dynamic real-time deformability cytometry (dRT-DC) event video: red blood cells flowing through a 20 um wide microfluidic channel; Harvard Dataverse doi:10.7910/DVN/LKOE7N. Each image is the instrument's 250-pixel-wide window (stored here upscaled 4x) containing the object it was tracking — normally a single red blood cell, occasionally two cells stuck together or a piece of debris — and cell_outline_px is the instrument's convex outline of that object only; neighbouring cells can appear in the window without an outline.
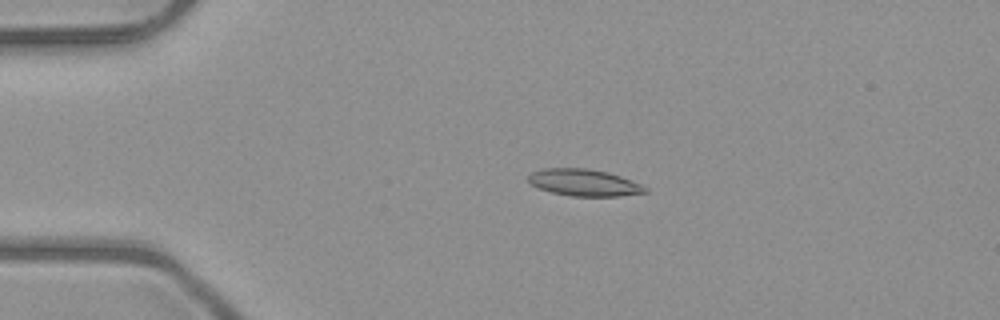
{"species": "common noctule bat (a hibernating species)", "species_latin": "Nyctalus noctula", "temperature_condition": "room temperature", "stored_images_in_passage": 52, "camera_frame_rate_fps": 3000, "um_per_image_px": 0.085, "animal": {"sex": "male", "body_mass_g": 23.1, "forearm_length_mm": 52.7}, "frame": {"image": 1, "passage_image": 12, "time_ms": 3.667, "image_size_px": [1000, 320], "cell_outline_px": [[648, 192], [620, 196], [572, 196], [552, 192], [540, 188], [532, 184], [528, 180], [528, 176], [532, 172], [544, 168], [588, 168], [608, 172], [620, 176], [640, 184], [648, 188]], "centroid_in_image_um": [49.66, 15.52], "position_along_channel_um": 35.3, "area_um2": 18.15}}
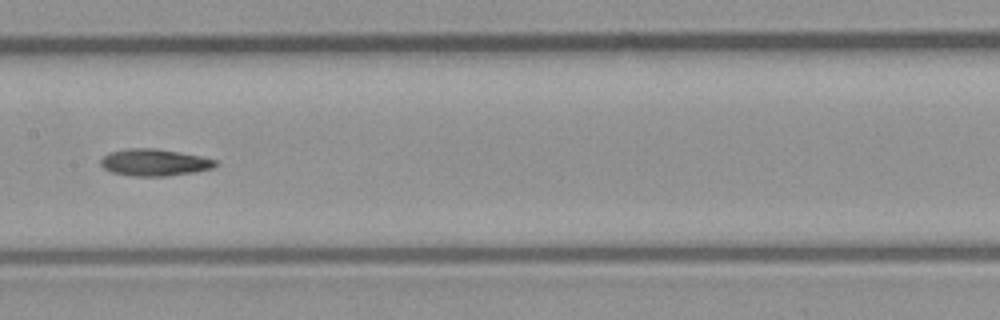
{"frame": {"image": 2, "passage_image": 27, "time_ms": 8.667, "image_size_px": [1000, 320], "cell_outline_px": [[216, 164], [212, 168], [196, 172], [168, 176], [132, 176], [112, 172], [104, 168], [100, 164], [100, 160], [108, 152], [128, 148], [156, 148], [200, 156], [216, 160]], "centroid_in_image_um": [13.1, 13.81], "position_along_channel_um": 194.3, "area_um2": 17.98}}
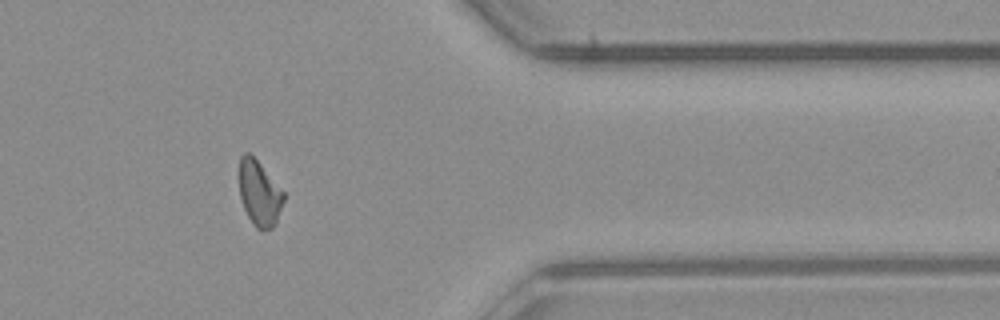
{"frame": {"image": 3, "passage_image": 43, "time_ms": 14.0, "image_size_px": [1000, 320], "cell_outline_px": [[284, 200], [276, 224], [272, 228], [260, 232], [252, 224], [244, 208], [240, 196], [240, 156], [244, 152], [248, 152], [260, 164], [284, 192]], "centroid_in_image_um": [22.05, 16.48], "position_along_channel_um": 389.3, "area_um2": 16.82}}